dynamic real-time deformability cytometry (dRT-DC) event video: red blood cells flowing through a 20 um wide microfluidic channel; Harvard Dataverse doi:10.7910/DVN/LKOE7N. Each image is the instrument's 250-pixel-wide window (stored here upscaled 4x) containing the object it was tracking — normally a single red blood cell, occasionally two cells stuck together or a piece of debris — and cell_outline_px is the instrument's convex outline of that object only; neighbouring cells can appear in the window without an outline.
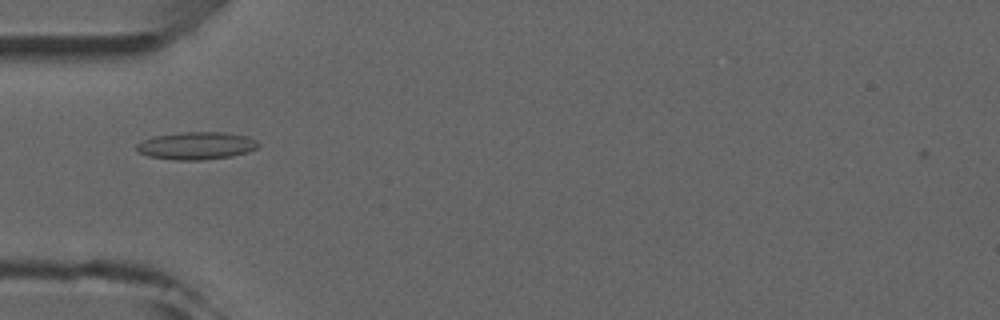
{"species": "common noctule bat (a hibernating species)", "species_latin": "Nyctalus noctula", "temperature_condition": "room temperature", "stored_images_in_passage": 1, "camera_frame_rate_fps": 3000, "um_per_image_px": 0.085, "animal": {"sex": "male", "forearm_length_mm": 52.5}, "frame": {"image": 1, "passage_image": 1, "time_ms": 0.0, "image_size_px": [1000, 320], "cell_outline_px": [[260, 144], [256, 148], [248, 152], [232, 156], [200, 160], [172, 160], [148, 156], [136, 152], [136, 144], [152, 136], [180, 132], [224, 132], [248, 136], [256, 140]], "centroid_in_image_um": [16.67, 12.38], "position_along_channel_um": 68.3, "area_um2": 19.77}}